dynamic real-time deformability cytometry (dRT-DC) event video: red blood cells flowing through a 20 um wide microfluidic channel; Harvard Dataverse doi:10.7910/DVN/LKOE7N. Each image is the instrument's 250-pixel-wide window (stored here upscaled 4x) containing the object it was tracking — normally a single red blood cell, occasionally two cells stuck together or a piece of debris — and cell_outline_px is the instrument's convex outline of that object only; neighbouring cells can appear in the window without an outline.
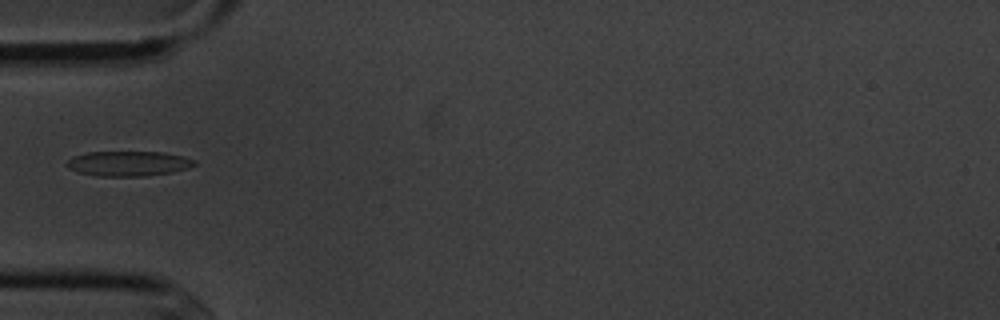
{"species": "common noctule bat (a hibernating species)", "species_latin": "Nyctalus noctula", "temperature_condition": "cold", "stored_images_in_passage": 1, "camera_frame_rate_fps": 3000, "um_per_image_px": 0.085, "animal": {"sex": "male", "body_mass_g": 20.1, "forearm_length_mm": 53.5}, "frame": {"image": 1, "passage_image": 1, "time_ms": 0.0, "image_size_px": [1000, 320], "cell_outline_px": [[196, 164], [188, 168], [172, 172], [148, 176], [96, 176], [80, 172], [68, 168], [68, 160], [72, 156], [88, 152], [164, 152], [184, 156], [196, 160]], "centroid_in_image_um": [10.95, 13.9], "position_along_channel_um": 74.0, "area_um2": 18.61}}